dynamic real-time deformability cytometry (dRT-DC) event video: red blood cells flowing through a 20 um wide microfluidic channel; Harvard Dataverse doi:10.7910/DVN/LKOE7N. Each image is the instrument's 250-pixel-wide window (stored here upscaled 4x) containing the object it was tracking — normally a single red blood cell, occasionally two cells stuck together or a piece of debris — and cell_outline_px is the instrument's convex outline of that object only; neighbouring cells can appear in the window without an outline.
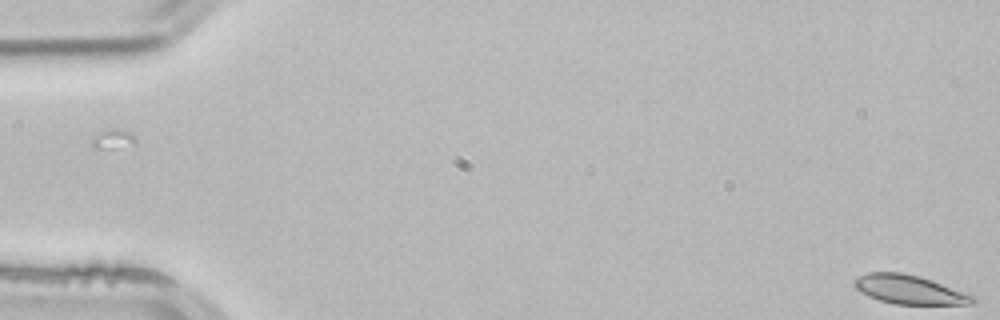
{"species": "common noctule bat (a hibernating species)", "species_latin": "Nyctalus noctula", "temperature_condition": "room temperature", "stored_images_in_passage": 1, "camera_frame_rate_fps": 3000, "um_per_image_px": 0.085, "animal": {"sex": "male", "body_mass_g": 21.5, "forearm_length_mm": 52.0}, "frame": {"image": 1, "passage_image": 1, "time_ms": 0.0, "image_size_px": [1000, 320], "cell_outline_px": [[976, 300], [972, 304], [896, 304], [880, 300], [868, 296], [860, 292], [852, 284], [852, 280], [868, 272], [904, 272], [920, 276], [976, 296]], "centroid_in_image_um": [77.28, 24.6], "position_along_channel_um": 7.7, "area_um2": 20.0}}